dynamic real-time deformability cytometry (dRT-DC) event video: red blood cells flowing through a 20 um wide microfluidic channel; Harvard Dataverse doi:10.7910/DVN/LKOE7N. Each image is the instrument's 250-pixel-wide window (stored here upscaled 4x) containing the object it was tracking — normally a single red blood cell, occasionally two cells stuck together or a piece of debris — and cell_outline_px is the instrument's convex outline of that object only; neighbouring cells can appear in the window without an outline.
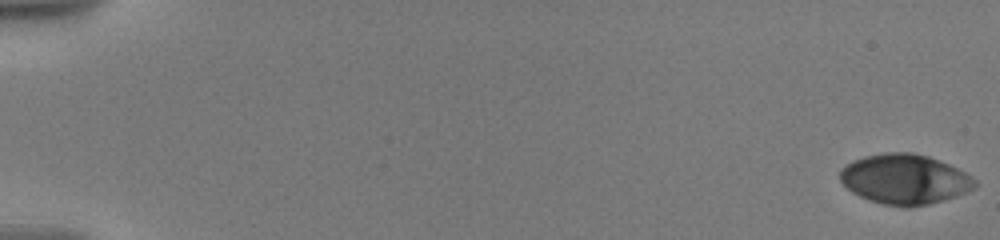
{"species": "human", "species_latin": "Homo sapiens", "temperature_condition": "warm", "stored_images_in_passage": 41, "camera_frame_rate_fps": 3000, "um_per_image_px": 0.085, "donor": {"sex": "male"}, "frame": {"image": 1, "passage_image": 1, "time_ms": 0.0, "image_size_px": [1000, 240], "cell_outline_px": [[976, 184], [972, 188], [964, 192], [928, 204], [908, 208], [904, 208], [884, 204], [860, 196], [852, 192], [840, 180], [840, 168], [852, 160], [864, 156], [884, 152], [912, 152], [928, 156], [948, 164], [972, 176], [976, 180]], "centroid_in_image_um": [76.85, 15.21], "position_along_channel_um": 8.1, "area_um2": 38.96}}
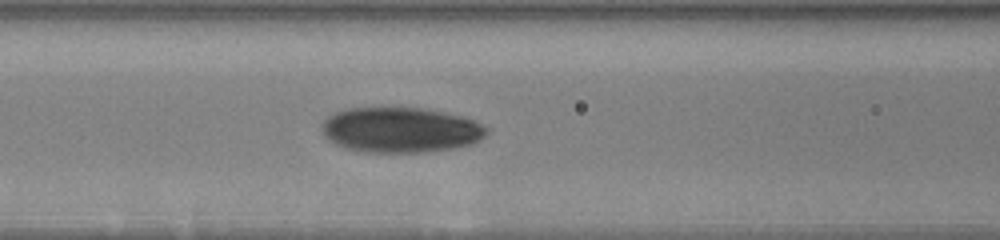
{"frame": {"image": 2, "passage_image": 18, "time_ms": 8.667, "image_size_px": [1000, 240], "cell_outline_px": [[488, 132], [480, 140], [472, 144], [452, 148], [424, 152], [364, 152], [348, 148], [336, 144], [328, 140], [324, 136], [320, 124], [328, 116], [344, 108], [428, 108], [464, 116], [488, 128]], "centroid_in_image_um": [34.04, 11.03], "position_along_channel_um": 132.6, "area_um2": 43.64}}
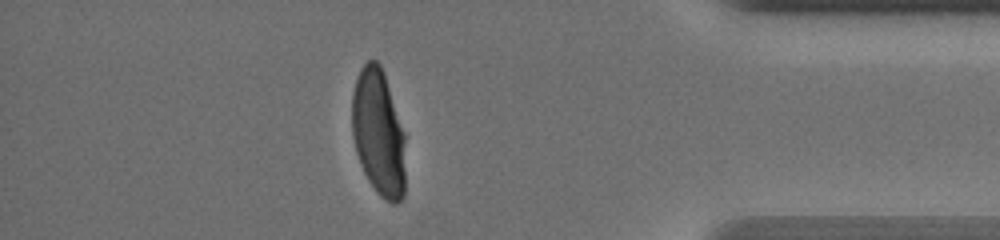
{"frame": {"image": 3, "passage_image": 35, "time_ms": 17.0, "image_size_px": [1000, 240], "cell_outline_px": [[404, 196], [396, 204], [392, 204], [384, 200], [376, 192], [368, 180], [360, 164], [356, 152], [352, 136], [352, 92], [360, 68], [368, 60], [376, 60], [380, 64], [384, 72], [404, 132]], "centroid_in_image_um": [32.16, 11.29], "position_along_channel_um": 403.0, "area_um2": 39.59}, "authors_computed_cell_mechanics": {"area_um2": 40.171, "velocity_mm_per_s": 3.567, "shape_relaxation_time_tau1_ms": 5.5057, "shape_relaxation_time_tau2_ms": 1.2081, "deformation_change_tau1": 0.2081, "deformation_change_tau2": 0.0453}}